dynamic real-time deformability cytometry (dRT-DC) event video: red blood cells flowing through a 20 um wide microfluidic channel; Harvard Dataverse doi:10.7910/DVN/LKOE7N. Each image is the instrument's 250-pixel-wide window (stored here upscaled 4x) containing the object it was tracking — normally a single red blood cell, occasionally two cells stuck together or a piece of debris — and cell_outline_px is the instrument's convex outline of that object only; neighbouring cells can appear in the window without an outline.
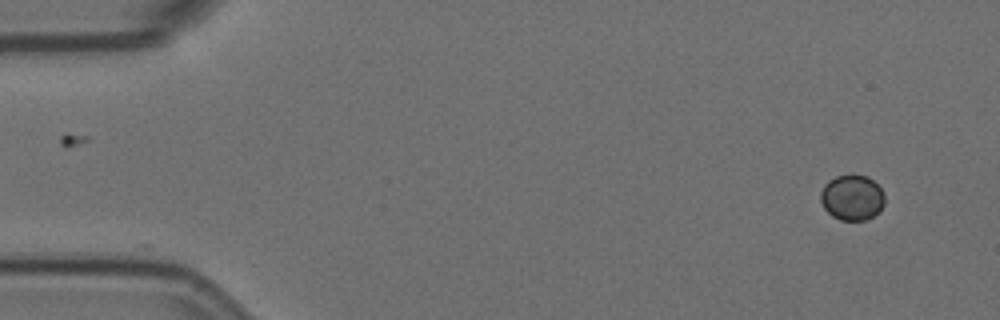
{"species": "Egyptian fruit bat (a non-hibernating species)", "species_latin": "Rousettus aegyptiacus", "temperature_condition": "room temperature", "stored_images_in_passage": 4, "camera_frame_rate_fps": 3000, "um_per_image_px": 0.085, "animal": {"sex": "female"}, "frame": {"image": 1, "passage_image": 1, "time_ms": 0.0, "image_size_px": [1000, 320], "cell_outline_px": [[884, 204], [880, 212], [864, 220], [840, 220], [832, 216], [824, 208], [820, 200], [820, 192], [824, 184], [828, 180], [836, 176], [852, 172], [868, 176], [880, 188], [884, 196]], "centroid_in_image_um": [72.41, 16.76], "position_along_channel_um": 12.6, "area_um2": 17.34}}
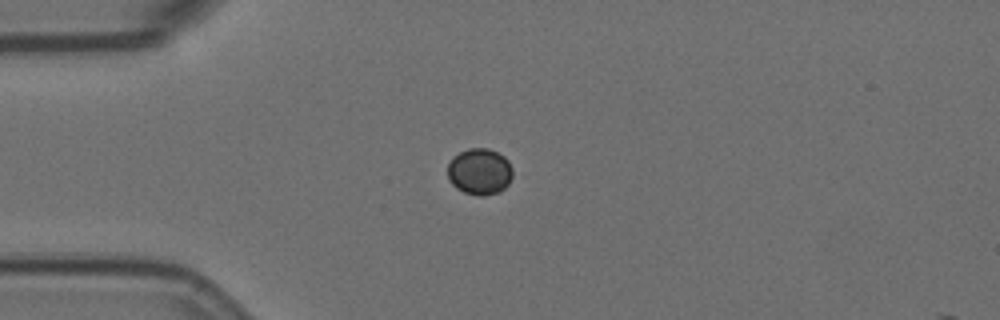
{"frame": {"image": 2, "passage_image": 4, "time_ms": 1.0, "image_size_px": [1000, 320], "cell_outline_px": [[512, 176], [508, 184], [500, 192], [484, 196], [476, 196], [464, 192], [456, 188], [448, 180], [448, 164], [452, 156], [468, 148], [488, 148], [504, 156], [508, 160], [512, 168]], "centroid_in_image_um": [40.76, 14.59], "position_along_channel_um": 44.2, "area_um2": 17.8}}